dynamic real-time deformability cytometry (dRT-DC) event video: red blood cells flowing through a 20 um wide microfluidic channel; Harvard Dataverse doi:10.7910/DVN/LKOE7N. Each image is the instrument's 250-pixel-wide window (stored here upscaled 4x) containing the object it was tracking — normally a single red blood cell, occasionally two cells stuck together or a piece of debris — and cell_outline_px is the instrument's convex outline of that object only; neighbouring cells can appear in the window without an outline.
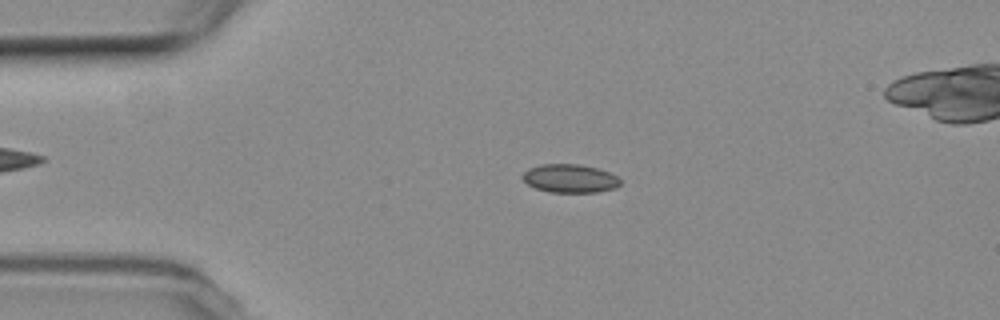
{"species": "common noctule bat (a hibernating species)", "species_latin": "Nyctalus noctula", "temperature_condition": "room temperature", "stored_images_in_passage": 4, "camera_frame_rate_fps": 3000, "um_per_image_px": 0.085, "animal": {"sex": "female", "body_mass_g": 19.3, "forearm_length_mm": 54.1}, "frame": {"image": 1, "passage_image": 3, "time_ms": 2.333, "image_size_px": [1000, 320], "cell_outline_px": [[620, 184], [616, 188], [596, 192], [548, 192], [536, 188], [528, 184], [520, 176], [528, 168], [540, 164], [580, 164], [596, 168], [608, 172], [616, 176], [620, 180]], "centroid_in_image_um": [48.42, 15.16], "position_along_channel_um": 36.6, "area_um2": 16.18}}